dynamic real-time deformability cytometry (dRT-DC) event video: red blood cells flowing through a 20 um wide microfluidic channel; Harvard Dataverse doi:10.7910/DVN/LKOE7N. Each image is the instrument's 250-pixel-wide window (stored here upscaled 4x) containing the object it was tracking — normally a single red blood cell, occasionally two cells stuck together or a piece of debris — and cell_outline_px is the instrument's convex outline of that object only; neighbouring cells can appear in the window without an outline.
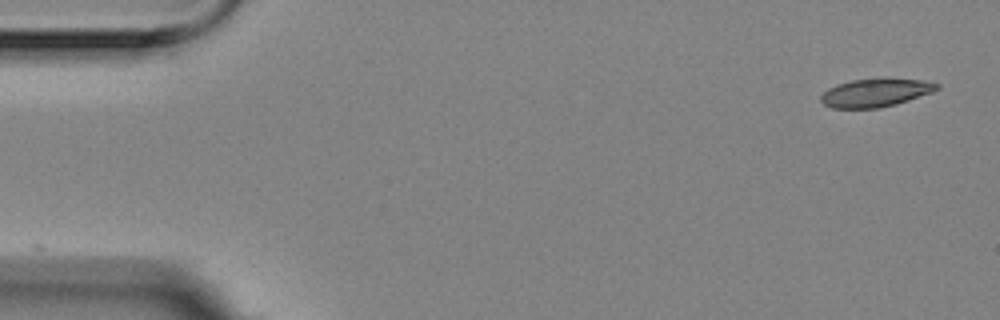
{"species": "Egyptian fruit bat (a non-hibernating species)", "species_latin": "Rousettus aegyptiacus", "temperature_condition": "room temperature", "stored_images_in_passage": 4, "camera_frame_rate_fps": 3000, "um_per_image_px": 0.085, "animal": {"sex": "female"}, "frame": {"image": 1, "passage_image": 1, "time_ms": 0.0, "image_size_px": [1000, 320], "cell_outline_px": [[940, 88], [932, 92], [896, 104], [880, 108], [832, 108], [824, 104], [820, 100], [820, 96], [828, 88], [836, 84], [852, 80], [924, 80], [940, 84]], "centroid_in_image_um": [74.39, 7.91], "position_along_channel_um": 10.6, "area_um2": 18.61}}
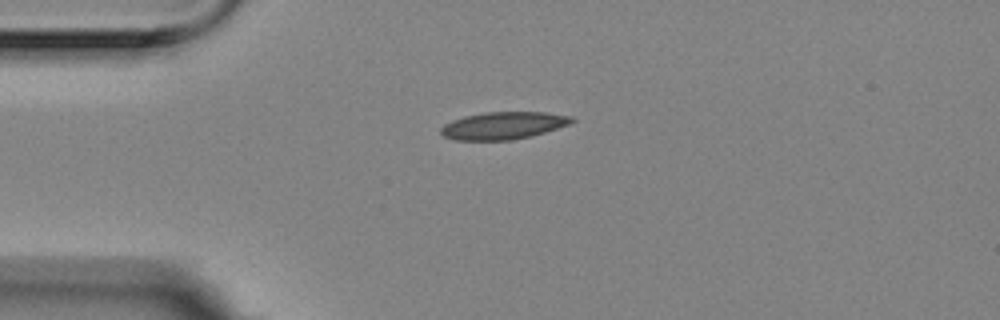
{"frame": {"image": 2, "passage_image": 4, "time_ms": 1.0, "image_size_px": [1000, 320], "cell_outline_px": [[576, 120], [568, 124], [532, 136], [512, 140], [456, 140], [444, 136], [440, 132], [440, 128], [444, 124], [452, 120], [464, 116], [484, 112], [544, 112], [572, 116]], "centroid_in_image_um": [42.76, 10.67], "position_along_channel_um": 42.2, "area_um2": 20.87}}